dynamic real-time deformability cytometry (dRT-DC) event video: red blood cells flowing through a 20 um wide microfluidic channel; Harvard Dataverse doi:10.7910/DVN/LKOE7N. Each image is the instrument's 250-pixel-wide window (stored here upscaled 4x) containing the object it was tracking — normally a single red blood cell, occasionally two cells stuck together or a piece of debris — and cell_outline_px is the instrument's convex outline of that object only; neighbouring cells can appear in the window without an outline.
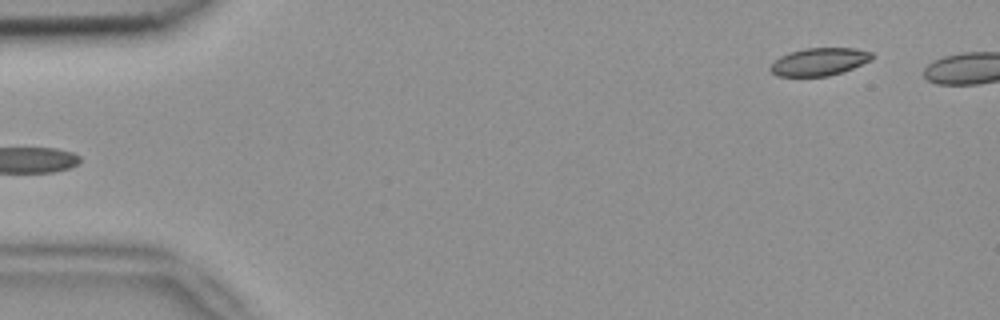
{"species": "common noctule bat (a hibernating species)", "species_latin": "Nyctalus noctula", "temperature_condition": "room temperature", "stored_images_in_passage": 6, "segment_of_instrument_passage": [2, 2], "camera_frame_rate_fps": 3000, "um_per_image_px": 0.085, "animal": {"sex": "female", "body_mass_g": 18.4}, "frame": {"image": 1, "passage_image": 6, "time_ms": 1.667, "image_size_px": [1000, 320], "cell_outline_px": [[872, 60], [852, 68], [828, 76], [776, 76], [768, 68], [780, 56], [788, 52], [804, 48], [856, 48], [872, 52]], "centroid_in_image_um": [69.62, 5.24], "position_along_channel_um": 15.4, "area_um2": 16.36}}